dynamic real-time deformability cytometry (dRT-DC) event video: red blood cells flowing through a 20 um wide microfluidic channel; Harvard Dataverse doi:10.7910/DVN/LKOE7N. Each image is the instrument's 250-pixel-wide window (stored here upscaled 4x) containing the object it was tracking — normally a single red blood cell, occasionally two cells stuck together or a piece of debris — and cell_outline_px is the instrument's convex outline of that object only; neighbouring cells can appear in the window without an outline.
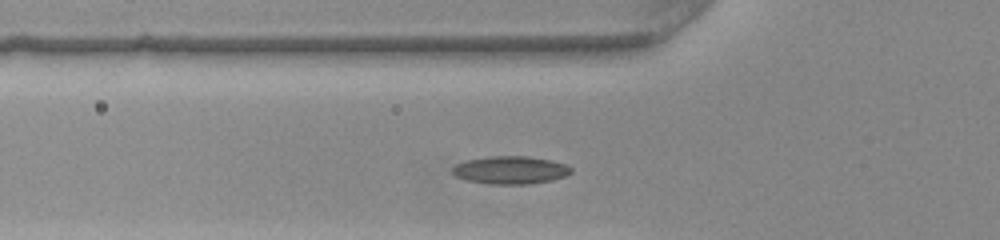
{"species": "common noctule bat (a hibernating species)", "species_latin": "Nyctalus noctula", "temperature_condition": "warm", "stored_images_in_passage": 33, "camera_frame_rate_fps": 3000, "um_per_image_px": 0.085, "animal": {"sex": "female", "body_mass_g": 22.0, "forearm_length_mm": 56.7}, "frame": {"image": 1, "passage_image": 10, "time_ms": 3.0, "image_size_px": [1000, 240], "cell_outline_px": [[572, 172], [568, 176], [552, 180], [528, 184], [492, 184], [468, 180], [456, 176], [452, 172], [452, 168], [456, 164], [468, 160], [492, 156], [528, 156], [552, 160], [564, 164], [572, 168]], "centroid_in_image_um": [43.44, 14.45], "position_along_channel_um": 82.4, "area_um2": 19.19}}
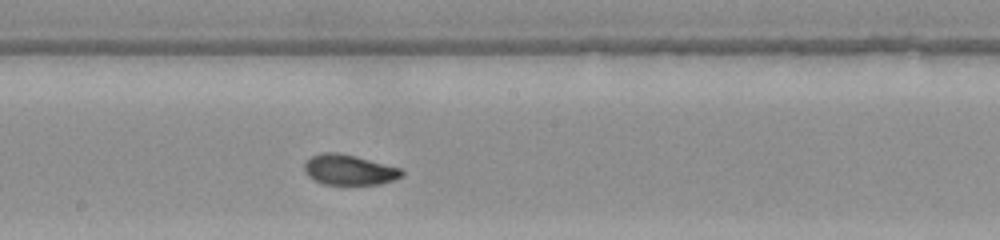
{"frame": {"image": 2, "passage_image": 20, "time_ms": 6.333, "image_size_px": [1000, 240], "cell_outline_px": [[404, 176], [396, 180], [380, 184], [324, 184], [308, 176], [304, 172], [304, 164], [312, 156], [324, 152], [340, 152], [356, 156], [400, 168], [404, 172]], "centroid_in_image_um": [29.7, 14.43], "position_along_channel_um": 218.5, "area_um2": 17.22}}
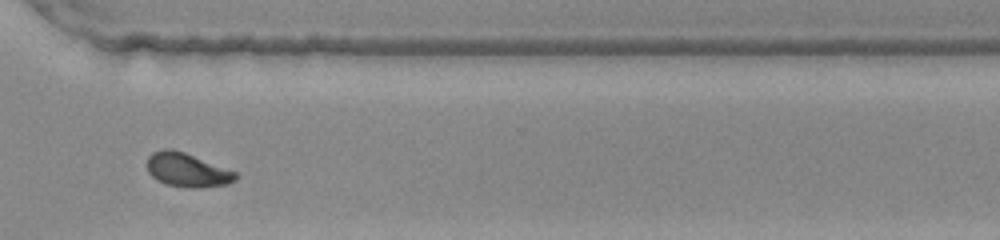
{"frame": {"image": 3, "passage_image": 30, "time_ms": 9.667, "image_size_px": [1000, 240], "cell_outline_px": [[236, 180], [228, 184], [200, 188], [184, 188], [164, 184], [156, 180], [148, 172], [148, 156], [152, 152], [164, 148], [172, 148], [184, 152], [236, 172]], "centroid_in_image_um": [15.88, 14.46], "position_along_channel_um": 354.7, "area_um2": 17.57}, "authors_computed_cell_mechanics": {"area_um2": 17.5134, "velocity_mm_per_s": 4.0712, "shape_relaxation_time_tau1_ms": 9.1846, "shape_relaxation_time_tau2_ms": 1.5185, "deformation_change_tau1": 0.25, "deformation_change_tau2": 0.0618}}